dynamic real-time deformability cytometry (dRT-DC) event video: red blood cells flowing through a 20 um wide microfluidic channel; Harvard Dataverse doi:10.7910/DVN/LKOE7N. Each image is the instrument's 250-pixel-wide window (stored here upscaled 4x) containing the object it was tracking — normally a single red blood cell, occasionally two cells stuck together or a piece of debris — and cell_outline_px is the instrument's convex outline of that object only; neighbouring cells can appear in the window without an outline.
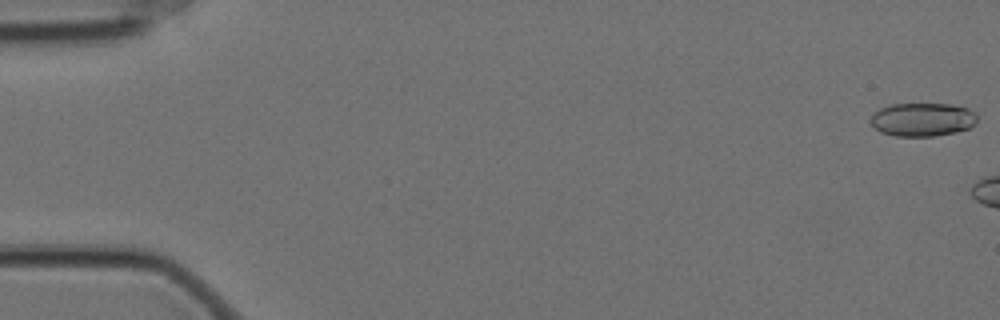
{"species": "Egyptian fruit bat (a non-hibernating species)", "species_latin": "Rousettus aegyptiacus", "temperature_condition": "cold", "stored_images_in_passage": 6, "camera_frame_rate_fps": 3000, "um_per_image_px": 0.085, "animal": {"sex": "female"}, "frame": {"image": 1, "passage_image": 1, "time_ms": 0.0, "image_size_px": [1000, 320], "cell_outline_px": [[976, 124], [968, 128], [956, 132], [932, 136], [896, 136], [880, 132], [872, 124], [872, 116], [880, 108], [888, 104], [952, 104], [968, 108], [976, 112]], "centroid_in_image_um": [78.44, 10.15], "position_along_channel_um": 6.6, "area_um2": 20.75}}